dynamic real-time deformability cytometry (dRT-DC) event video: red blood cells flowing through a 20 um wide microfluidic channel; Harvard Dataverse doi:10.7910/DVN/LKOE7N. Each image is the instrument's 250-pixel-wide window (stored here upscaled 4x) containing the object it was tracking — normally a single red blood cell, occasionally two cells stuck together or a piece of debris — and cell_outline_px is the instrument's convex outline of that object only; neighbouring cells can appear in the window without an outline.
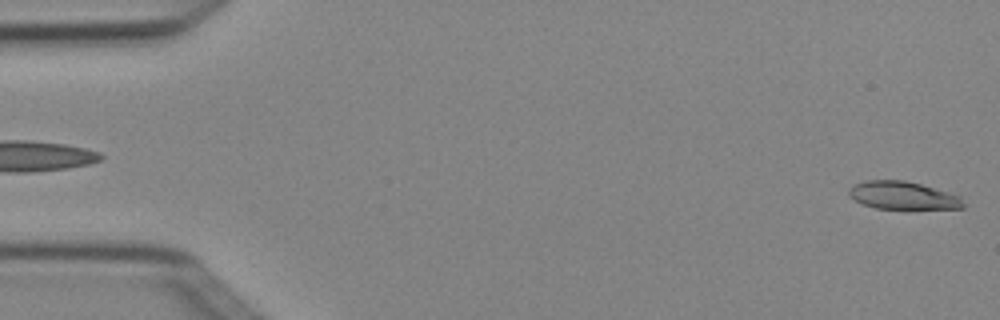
{"species": "Egyptian fruit bat (a non-hibernating species)", "species_latin": "Rousettus aegyptiacus", "temperature_condition": "cold", "stored_images_in_passage": 5, "segment_of_instrument_passage": [2, 2], "camera_frame_rate_fps": 3000, "um_per_image_px": 0.085, "animal": {"sex": "female"}, "frame": {"image": 1, "passage_image": 5, "time_ms": 1.333, "image_size_px": [1000, 320], "cell_outline_px": [[968, 204], [964, 208], [908, 212], [876, 208], [864, 204], [848, 196], [848, 192], [856, 184], [864, 180], [904, 180], [920, 184], [948, 192], [960, 196]], "centroid_in_image_um": [76.86, 16.69], "position_along_channel_um": 8.1, "area_um2": 19.59}}